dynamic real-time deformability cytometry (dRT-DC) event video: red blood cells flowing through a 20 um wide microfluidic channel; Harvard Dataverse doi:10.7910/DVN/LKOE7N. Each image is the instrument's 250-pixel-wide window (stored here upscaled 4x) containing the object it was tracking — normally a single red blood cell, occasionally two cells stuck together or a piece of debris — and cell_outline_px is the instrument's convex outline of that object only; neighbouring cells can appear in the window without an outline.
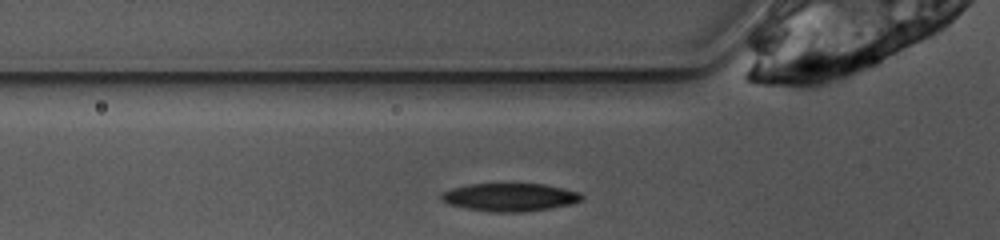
{"species": "common noctule bat (a hibernating species)", "species_latin": "Nyctalus noctula", "temperature_condition": "warm", "stored_images_in_passage": 23, "camera_frame_rate_fps": 3000, "um_per_image_px": 0.085, "animal": {"sex": "female", "body_mass_g": 10.0, "forearm_length_mm": 53.1}, "frame": {"image": 1, "passage_image": 2, "time_ms": 0.333, "image_size_px": [1000, 240], "cell_outline_px": [[584, 196], [580, 200], [572, 204], [552, 208], [520, 212], [496, 212], [464, 208], [448, 204], [440, 200], [440, 192], [452, 188], [468, 184], [544, 184], [580, 192]], "centroid_in_image_um": [43.3, 16.76], "position_along_channel_um": 82.5, "area_um2": 23.0}}
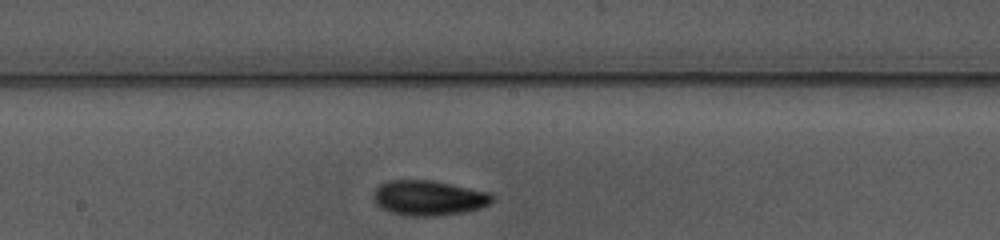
{"frame": {"image": 2, "passage_image": 12, "time_ms": 3.667, "image_size_px": [1000, 240], "cell_outline_px": [[492, 200], [488, 204], [480, 208], [460, 212], [436, 216], [412, 216], [388, 212], [380, 208], [372, 200], [372, 196], [376, 188], [380, 184], [388, 180], [432, 180], [488, 192], [492, 196]], "centroid_in_image_um": [36.35, 16.82], "position_along_channel_um": 211.8, "area_um2": 24.16}}
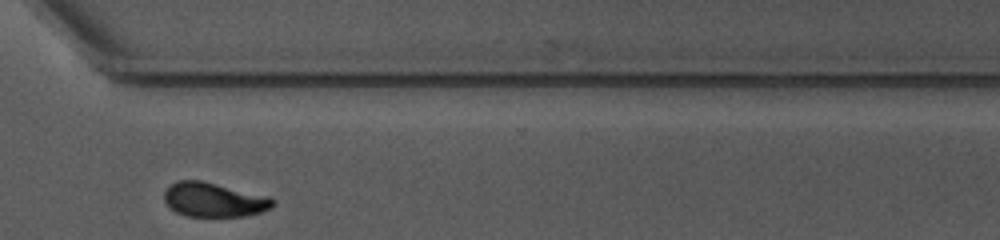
{"frame": {"image": 3, "passage_image": 23, "time_ms": 7.333, "image_size_px": [1000, 240], "cell_outline_px": [[276, 204], [272, 208], [248, 216], [188, 216], [176, 212], [164, 200], [164, 192], [168, 184], [176, 180], [200, 180], [268, 196], [276, 200]], "centroid_in_image_um": [18.19, 16.97], "position_along_channel_um": 352.4, "area_um2": 21.79}}